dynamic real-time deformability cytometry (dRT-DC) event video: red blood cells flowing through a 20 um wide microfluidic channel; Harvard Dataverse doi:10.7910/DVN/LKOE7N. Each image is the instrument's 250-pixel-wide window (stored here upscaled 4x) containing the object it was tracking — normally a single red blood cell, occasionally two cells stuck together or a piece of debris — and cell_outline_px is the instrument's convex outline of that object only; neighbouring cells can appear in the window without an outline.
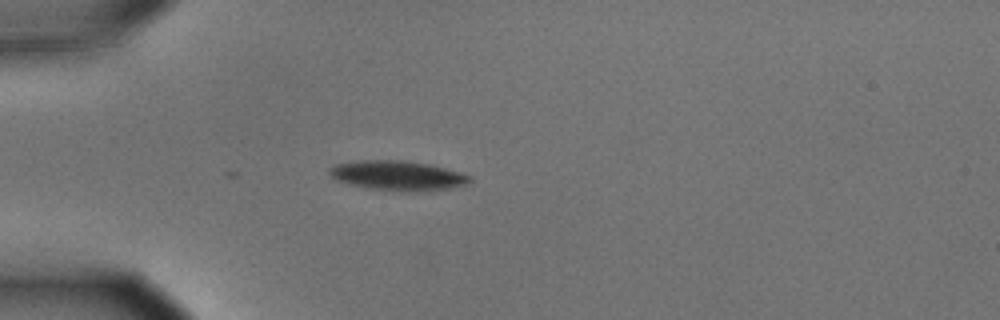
{"species": "common noctule bat (a hibernating species)", "species_latin": "Nyctalus noctula", "temperature_condition": "cold", "stored_images_in_passage": 6, "camera_frame_rate_fps": 3000, "um_per_image_px": 0.085, "animal": {"sex": "male", "body_mass_g": 15.6}, "frame": {"image": 1, "passage_image": 1, "time_ms": 0.0, "image_size_px": [1000, 320], "cell_outline_px": [[472, 180], [468, 184], [452, 188], [412, 192], [368, 188], [348, 184], [336, 180], [328, 172], [328, 168], [336, 164], [356, 160], [404, 160], [428, 164], [444, 168], [472, 176]], "centroid_in_image_um": [33.79, 14.92], "position_along_channel_um": 51.2, "area_um2": 24.33}}
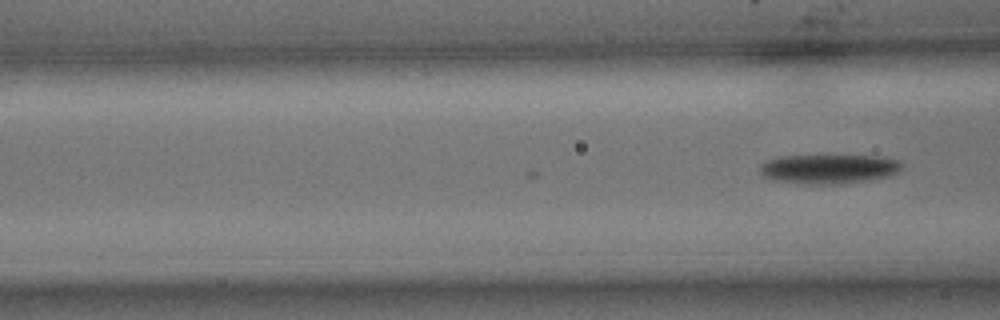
{"frame": {"image": 2, "passage_image": 6, "time_ms": 1.667, "image_size_px": [1000, 320], "cell_outline_px": [[904, 164], [896, 172], [888, 176], [868, 180], [840, 184], [800, 184], [772, 180], [764, 176], [760, 172], [760, 164], [768, 160], [784, 156], [876, 156], [900, 160]], "centroid_in_image_um": [70.43, 14.37], "position_along_channel_um": 96.2, "area_um2": 24.22}}